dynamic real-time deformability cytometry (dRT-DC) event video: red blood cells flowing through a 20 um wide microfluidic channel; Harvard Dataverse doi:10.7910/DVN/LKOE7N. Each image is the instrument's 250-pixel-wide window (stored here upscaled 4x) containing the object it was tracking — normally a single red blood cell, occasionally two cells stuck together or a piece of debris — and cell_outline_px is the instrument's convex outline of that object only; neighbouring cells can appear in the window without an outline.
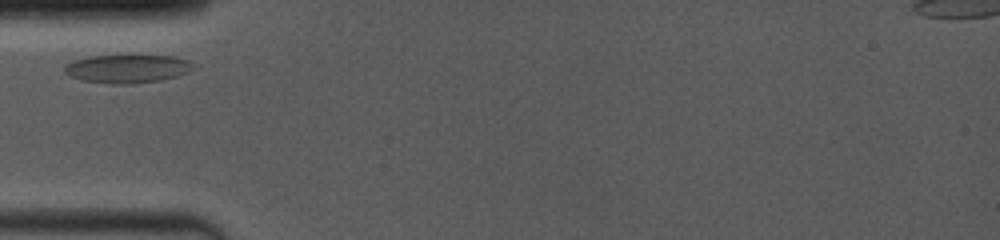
{"species": "common noctule bat (a hibernating species)", "species_latin": "Nyctalus noctula", "temperature_condition": "room temperature", "stored_images_in_passage": 15, "camera_frame_rate_fps": 4000, "um_per_image_px": 0.085, "animal": {"sex": "female", "body_mass_g": 19.0, "forearm_length_mm": 53.3}, "frame": {"image": 1, "passage_image": 1, "time_ms": 0.0, "image_size_px": [1000, 240], "cell_outline_px": [[192, 64], [188, 72], [176, 76], [160, 80], [132, 84], [116, 84], [80, 80], [64, 72], [64, 68], [68, 64], [76, 60], [92, 56], [168, 56], [188, 60]], "centroid_in_image_um": [10.8, 5.85], "position_along_channel_um": 74.2, "area_um2": 20.69}}
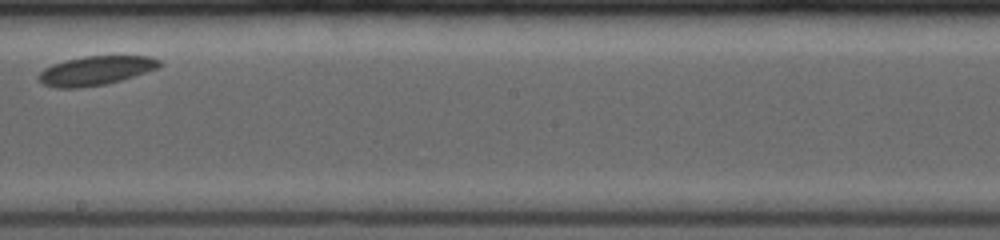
{"frame": {"image": 2, "passage_image": 8, "time_ms": 4.5, "image_size_px": [1000, 240], "cell_outline_px": [[164, 64], [156, 68], [120, 80], [104, 84], [76, 88], [56, 88], [44, 84], [40, 80], [40, 72], [44, 68], [52, 64], [84, 56], [148, 56], [160, 60]], "centroid_in_image_um": [8.13, 5.99], "position_along_channel_um": 240.1, "area_um2": 20.06}}
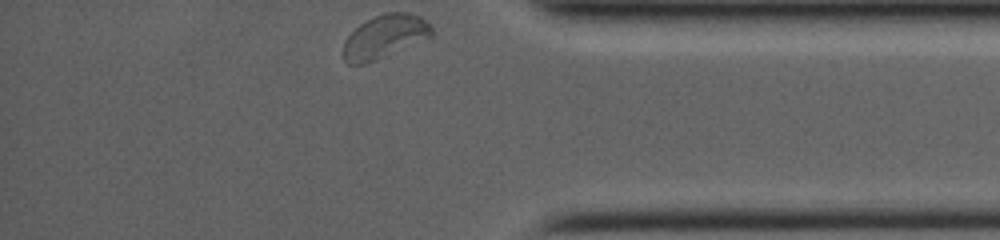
{"frame": {"image": 3, "passage_image": 15, "time_ms": 9.0, "image_size_px": [1000, 240], "cell_outline_px": [[432, 36], [364, 64], [348, 64], [344, 60], [344, 44], [348, 36], [360, 24], [376, 16], [388, 12], [408, 12], [420, 16], [432, 28]], "centroid_in_image_um": [32.69, 3.1], "position_along_channel_um": 402.5, "area_um2": 21.62}}